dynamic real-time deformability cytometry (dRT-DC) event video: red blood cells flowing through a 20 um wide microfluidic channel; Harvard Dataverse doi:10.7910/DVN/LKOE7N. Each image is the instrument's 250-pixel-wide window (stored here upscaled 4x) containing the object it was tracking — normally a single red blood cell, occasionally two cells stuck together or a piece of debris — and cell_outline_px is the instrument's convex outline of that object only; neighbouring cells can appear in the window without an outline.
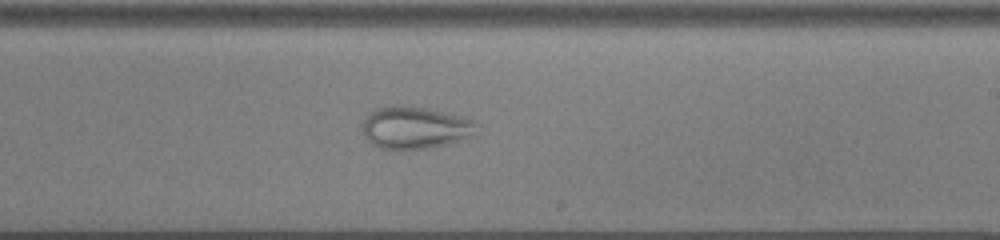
{"species": "common noctule bat (a hibernating species)", "species_latin": "Nyctalus noctula", "temperature_condition": "cold", "stored_images_in_passage": 38, "camera_frame_rate_fps": 3000, "um_per_image_px": 0.085, "animal": {"sex": "male", "body_mass_g": 13.0, "forearm_length_mm": 53.1}, "frame": {"image": 1, "passage_image": 17, "time_ms": 5.333, "image_size_px": [1000, 240], "cell_outline_px": [[480, 124], [464, 136], [456, 140], [444, 144], [428, 148], [380, 148], [372, 144], [364, 136], [364, 120], [376, 108], [424, 108], [460, 116], [472, 120]], "centroid_in_image_um": [35.23, 10.87], "position_along_channel_um": 253.8, "area_um2": 26.3}}
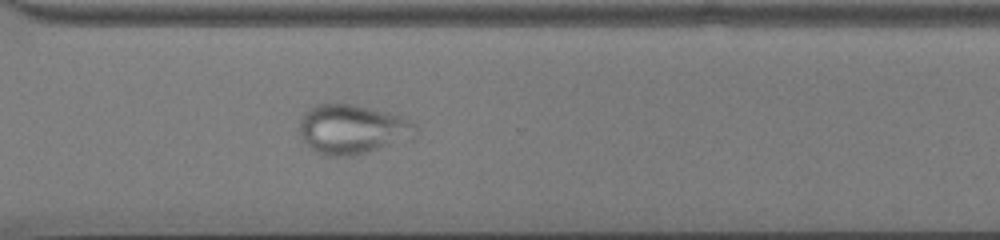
{"frame": {"image": 2, "passage_image": 24, "time_ms": 7.667, "image_size_px": [1000, 240], "cell_outline_px": [[420, 128], [416, 136], [368, 152], [352, 156], [324, 156], [308, 148], [300, 136], [300, 120], [304, 112], [316, 104], [352, 104], [388, 112], [404, 116], [416, 124]], "centroid_in_image_um": [29.96, 10.99], "position_along_channel_um": 340.6, "area_um2": 33.81}}
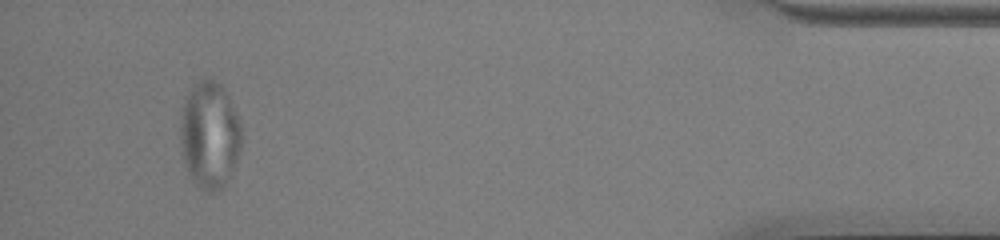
{"frame": {"image": 3, "passage_image": 35, "time_ms": 11.333, "image_size_px": [1000, 240], "cell_outline_px": [[240, 152], [228, 180], [220, 188], [212, 192], [208, 192], [200, 188], [196, 184], [188, 172], [180, 156], [180, 120], [184, 104], [188, 92], [192, 84], [196, 80], [204, 76], [216, 80], [224, 88], [228, 96], [240, 124]], "centroid_in_image_um": [17.78, 11.44], "position_along_channel_um": 417.4, "area_um2": 38.38}}